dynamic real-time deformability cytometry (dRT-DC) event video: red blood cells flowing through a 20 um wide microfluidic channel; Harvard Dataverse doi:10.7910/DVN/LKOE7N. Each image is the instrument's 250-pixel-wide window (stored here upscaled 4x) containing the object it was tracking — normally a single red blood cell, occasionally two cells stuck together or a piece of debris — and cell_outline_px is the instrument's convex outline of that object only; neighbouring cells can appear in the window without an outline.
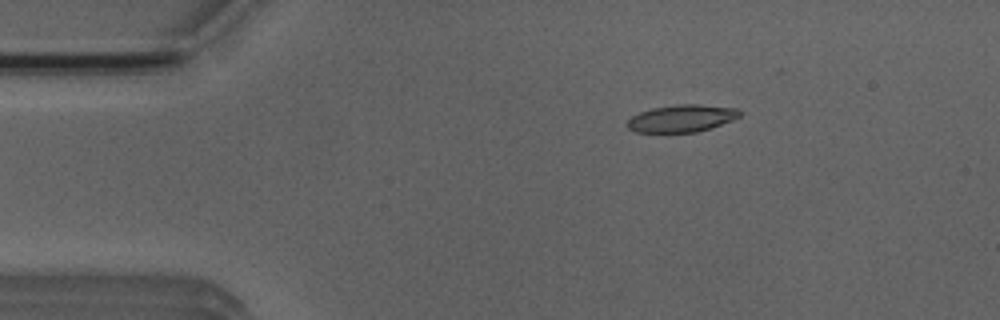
{"species": "Egyptian fruit bat (a non-hibernating species)", "species_latin": "Rousettus aegyptiacus", "temperature_condition": "room temperature", "stored_images_in_passage": 6, "camera_frame_rate_fps": 3000, "um_per_image_px": 0.085, "animal": {"sex": "male"}, "frame": {"image": 1, "passage_image": 3, "time_ms": 2.333, "image_size_px": [1000, 320], "cell_outline_px": [[740, 116], [732, 120], [696, 132], [636, 132], [628, 128], [628, 120], [632, 116], [640, 112], [652, 108], [676, 104], [696, 104], [736, 108], [740, 112]], "centroid_in_image_um": [57.92, 10.05], "position_along_channel_um": 27.1, "area_um2": 17.57}}